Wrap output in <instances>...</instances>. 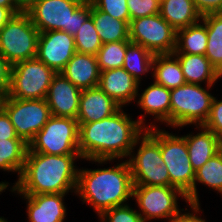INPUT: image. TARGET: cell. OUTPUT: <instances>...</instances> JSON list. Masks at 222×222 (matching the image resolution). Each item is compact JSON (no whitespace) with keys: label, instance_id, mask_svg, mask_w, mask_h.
<instances>
[{"label":"cell","instance_id":"obj_10","mask_svg":"<svg viewBox=\"0 0 222 222\" xmlns=\"http://www.w3.org/2000/svg\"><path fill=\"white\" fill-rule=\"evenodd\" d=\"M0 106L6 111L17 136L29 144L52 116L46 99L3 97Z\"/></svg>","mask_w":222,"mask_h":222},{"label":"cell","instance_id":"obj_34","mask_svg":"<svg viewBox=\"0 0 222 222\" xmlns=\"http://www.w3.org/2000/svg\"><path fill=\"white\" fill-rule=\"evenodd\" d=\"M127 0H91L90 3L102 12H106L113 18L126 21L130 24V15Z\"/></svg>","mask_w":222,"mask_h":222},{"label":"cell","instance_id":"obj_8","mask_svg":"<svg viewBox=\"0 0 222 222\" xmlns=\"http://www.w3.org/2000/svg\"><path fill=\"white\" fill-rule=\"evenodd\" d=\"M79 124L76 119L51 116L28 144L32 152L48 155L80 154Z\"/></svg>","mask_w":222,"mask_h":222},{"label":"cell","instance_id":"obj_21","mask_svg":"<svg viewBox=\"0 0 222 222\" xmlns=\"http://www.w3.org/2000/svg\"><path fill=\"white\" fill-rule=\"evenodd\" d=\"M173 54L178 58L186 83L201 85L205 81L209 90L222 77L205 55Z\"/></svg>","mask_w":222,"mask_h":222},{"label":"cell","instance_id":"obj_11","mask_svg":"<svg viewBox=\"0 0 222 222\" xmlns=\"http://www.w3.org/2000/svg\"><path fill=\"white\" fill-rule=\"evenodd\" d=\"M178 196L187 201L186 195L174 186H147L134 185L132 198L140 209V215L144 222L151 219H173L181 212L178 208Z\"/></svg>","mask_w":222,"mask_h":222},{"label":"cell","instance_id":"obj_13","mask_svg":"<svg viewBox=\"0 0 222 222\" xmlns=\"http://www.w3.org/2000/svg\"><path fill=\"white\" fill-rule=\"evenodd\" d=\"M129 39L154 55L170 54L176 48V30L159 13L131 20Z\"/></svg>","mask_w":222,"mask_h":222},{"label":"cell","instance_id":"obj_45","mask_svg":"<svg viewBox=\"0 0 222 222\" xmlns=\"http://www.w3.org/2000/svg\"><path fill=\"white\" fill-rule=\"evenodd\" d=\"M0 222H8L6 219L0 217Z\"/></svg>","mask_w":222,"mask_h":222},{"label":"cell","instance_id":"obj_30","mask_svg":"<svg viewBox=\"0 0 222 222\" xmlns=\"http://www.w3.org/2000/svg\"><path fill=\"white\" fill-rule=\"evenodd\" d=\"M154 54L141 45L130 42L127 45L123 68L139 83L141 75L152 70Z\"/></svg>","mask_w":222,"mask_h":222},{"label":"cell","instance_id":"obj_4","mask_svg":"<svg viewBox=\"0 0 222 222\" xmlns=\"http://www.w3.org/2000/svg\"><path fill=\"white\" fill-rule=\"evenodd\" d=\"M25 12L40 33L60 30L75 36L91 16V3L83 0H40Z\"/></svg>","mask_w":222,"mask_h":222},{"label":"cell","instance_id":"obj_43","mask_svg":"<svg viewBox=\"0 0 222 222\" xmlns=\"http://www.w3.org/2000/svg\"><path fill=\"white\" fill-rule=\"evenodd\" d=\"M38 1L40 0H18L20 8L24 12Z\"/></svg>","mask_w":222,"mask_h":222},{"label":"cell","instance_id":"obj_15","mask_svg":"<svg viewBox=\"0 0 222 222\" xmlns=\"http://www.w3.org/2000/svg\"><path fill=\"white\" fill-rule=\"evenodd\" d=\"M81 91L62 73H56L52 78L46 96L51 114L53 116L76 119Z\"/></svg>","mask_w":222,"mask_h":222},{"label":"cell","instance_id":"obj_16","mask_svg":"<svg viewBox=\"0 0 222 222\" xmlns=\"http://www.w3.org/2000/svg\"><path fill=\"white\" fill-rule=\"evenodd\" d=\"M139 82L123 67L100 72L98 87L121 107L131 101L136 102Z\"/></svg>","mask_w":222,"mask_h":222},{"label":"cell","instance_id":"obj_37","mask_svg":"<svg viewBox=\"0 0 222 222\" xmlns=\"http://www.w3.org/2000/svg\"><path fill=\"white\" fill-rule=\"evenodd\" d=\"M11 71L12 64L0 54V99L8 93Z\"/></svg>","mask_w":222,"mask_h":222},{"label":"cell","instance_id":"obj_6","mask_svg":"<svg viewBox=\"0 0 222 222\" xmlns=\"http://www.w3.org/2000/svg\"><path fill=\"white\" fill-rule=\"evenodd\" d=\"M213 98L202 85L197 84L186 83L170 90V126L195 124L198 128L203 125L209 116Z\"/></svg>","mask_w":222,"mask_h":222},{"label":"cell","instance_id":"obj_40","mask_svg":"<svg viewBox=\"0 0 222 222\" xmlns=\"http://www.w3.org/2000/svg\"><path fill=\"white\" fill-rule=\"evenodd\" d=\"M191 206L192 213H179L174 219L173 222H206L205 219L196 216L197 212L200 210V204H189Z\"/></svg>","mask_w":222,"mask_h":222},{"label":"cell","instance_id":"obj_18","mask_svg":"<svg viewBox=\"0 0 222 222\" xmlns=\"http://www.w3.org/2000/svg\"><path fill=\"white\" fill-rule=\"evenodd\" d=\"M66 194L22 195V198L27 199L29 222H63L66 217V207L63 199Z\"/></svg>","mask_w":222,"mask_h":222},{"label":"cell","instance_id":"obj_9","mask_svg":"<svg viewBox=\"0 0 222 222\" xmlns=\"http://www.w3.org/2000/svg\"><path fill=\"white\" fill-rule=\"evenodd\" d=\"M56 74L37 57L12 65L7 97L16 99H46Z\"/></svg>","mask_w":222,"mask_h":222},{"label":"cell","instance_id":"obj_35","mask_svg":"<svg viewBox=\"0 0 222 222\" xmlns=\"http://www.w3.org/2000/svg\"><path fill=\"white\" fill-rule=\"evenodd\" d=\"M161 0H127L130 21L159 13Z\"/></svg>","mask_w":222,"mask_h":222},{"label":"cell","instance_id":"obj_17","mask_svg":"<svg viewBox=\"0 0 222 222\" xmlns=\"http://www.w3.org/2000/svg\"><path fill=\"white\" fill-rule=\"evenodd\" d=\"M121 106L111 99L98 86L81 91L78 124L100 121L115 114Z\"/></svg>","mask_w":222,"mask_h":222},{"label":"cell","instance_id":"obj_3","mask_svg":"<svg viewBox=\"0 0 222 222\" xmlns=\"http://www.w3.org/2000/svg\"><path fill=\"white\" fill-rule=\"evenodd\" d=\"M133 186L131 169L125 160L107 169H79L74 193L80 195L83 203H89L99 216L132 198Z\"/></svg>","mask_w":222,"mask_h":222},{"label":"cell","instance_id":"obj_12","mask_svg":"<svg viewBox=\"0 0 222 222\" xmlns=\"http://www.w3.org/2000/svg\"><path fill=\"white\" fill-rule=\"evenodd\" d=\"M160 151L169 172L170 186L187 195L194 186L195 170L190 163L185 138L160 129Z\"/></svg>","mask_w":222,"mask_h":222},{"label":"cell","instance_id":"obj_42","mask_svg":"<svg viewBox=\"0 0 222 222\" xmlns=\"http://www.w3.org/2000/svg\"><path fill=\"white\" fill-rule=\"evenodd\" d=\"M0 6L8 9H21L18 0H0Z\"/></svg>","mask_w":222,"mask_h":222},{"label":"cell","instance_id":"obj_33","mask_svg":"<svg viewBox=\"0 0 222 222\" xmlns=\"http://www.w3.org/2000/svg\"><path fill=\"white\" fill-rule=\"evenodd\" d=\"M99 217L102 222H144L140 213L126 203L103 211Z\"/></svg>","mask_w":222,"mask_h":222},{"label":"cell","instance_id":"obj_28","mask_svg":"<svg viewBox=\"0 0 222 222\" xmlns=\"http://www.w3.org/2000/svg\"><path fill=\"white\" fill-rule=\"evenodd\" d=\"M207 28V49L205 56L222 75V12L209 13L201 20Z\"/></svg>","mask_w":222,"mask_h":222},{"label":"cell","instance_id":"obj_1","mask_svg":"<svg viewBox=\"0 0 222 222\" xmlns=\"http://www.w3.org/2000/svg\"><path fill=\"white\" fill-rule=\"evenodd\" d=\"M132 120L122 107L113 115L100 121L79 124V153L82 159L99 164L122 160L135 149L136 140L148 128L144 118Z\"/></svg>","mask_w":222,"mask_h":222},{"label":"cell","instance_id":"obj_31","mask_svg":"<svg viewBox=\"0 0 222 222\" xmlns=\"http://www.w3.org/2000/svg\"><path fill=\"white\" fill-rule=\"evenodd\" d=\"M131 41H116L102 44L96 57L100 71L123 66L127 45Z\"/></svg>","mask_w":222,"mask_h":222},{"label":"cell","instance_id":"obj_22","mask_svg":"<svg viewBox=\"0 0 222 222\" xmlns=\"http://www.w3.org/2000/svg\"><path fill=\"white\" fill-rule=\"evenodd\" d=\"M137 101L144 113L151 114L157 121L170 125V90L156 83L148 86Z\"/></svg>","mask_w":222,"mask_h":222},{"label":"cell","instance_id":"obj_26","mask_svg":"<svg viewBox=\"0 0 222 222\" xmlns=\"http://www.w3.org/2000/svg\"><path fill=\"white\" fill-rule=\"evenodd\" d=\"M196 181L222 194V149L195 171L193 189L186 195L188 204H199Z\"/></svg>","mask_w":222,"mask_h":222},{"label":"cell","instance_id":"obj_20","mask_svg":"<svg viewBox=\"0 0 222 222\" xmlns=\"http://www.w3.org/2000/svg\"><path fill=\"white\" fill-rule=\"evenodd\" d=\"M201 128V129H200ZM202 132L183 136L192 168L196 171L222 149V140L211 130L199 125Z\"/></svg>","mask_w":222,"mask_h":222},{"label":"cell","instance_id":"obj_24","mask_svg":"<svg viewBox=\"0 0 222 222\" xmlns=\"http://www.w3.org/2000/svg\"><path fill=\"white\" fill-rule=\"evenodd\" d=\"M152 71L154 81L169 90L186 84L181 65L173 53L154 55Z\"/></svg>","mask_w":222,"mask_h":222},{"label":"cell","instance_id":"obj_29","mask_svg":"<svg viewBox=\"0 0 222 222\" xmlns=\"http://www.w3.org/2000/svg\"><path fill=\"white\" fill-rule=\"evenodd\" d=\"M29 145L23 139L0 140V169L18 172V179L24 167Z\"/></svg>","mask_w":222,"mask_h":222},{"label":"cell","instance_id":"obj_44","mask_svg":"<svg viewBox=\"0 0 222 222\" xmlns=\"http://www.w3.org/2000/svg\"><path fill=\"white\" fill-rule=\"evenodd\" d=\"M8 182L6 183V182H0V194H1V192H3V190H6L7 189V187H8Z\"/></svg>","mask_w":222,"mask_h":222},{"label":"cell","instance_id":"obj_32","mask_svg":"<svg viewBox=\"0 0 222 222\" xmlns=\"http://www.w3.org/2000/svg\"><path fill=\"white\" fill-rule=\"evenodd\" d=\"M74 40L77 53L97 55L102 42L91 16L79 28Z\"/></svg>","mask_w":222,"mask_h":222},{"label":"cell","instance_id":"obj_41","mask_svg":"<svg viewBox=\"0 0 222 222\" xmlns=\"http://www.w3.org/2000/svg\"><path fill=\"white\" fill-rule=\"evenodd\" d=\"M23 12L21 9H8L0 6V29L15 15Z\"/></svg>","mask_w":222,"mask_h":222},{"label":"cell","instance_id":"obj_39","mask_svg":"<svg viewBox=\"0 0 222 222\" xmlns=\"http://www.w3.org/2000/svg\"><path fill=\"white\" fill-rule=\"evenodd\" d=\"M193 2L202 16L222 12V0H193Z\"/></svg>","mask_w":222,"mask_h":222},{"label":"cell","instance_id":"obj_36","mask_svg":"<svg viewBox=\"0 0 222 222\" xmlns=\"http://www.w3.org/2000/svg\"><path fill=\"white\" fill-rule=\"evenodd\" d=\"M203 126L213 131L222 140V100L213 98L209 116Z\"/></svg>","mask_w":222,"mask_h":222},{"label":"cell","instance_id":"obj_25","mask_svg":"<svg viewBox=\"0 0 222 222\" xmlns=\"http://www.w3.org/2000/svg\"><path fill=\"white\" fill-rule=\"evenodd\" d=\"M91 17L102 44L116 41H130L129 24L113 18L91 4Z\"/></svg>","mask_w":222,"mask_h":222},{"label":"cell","instance_id":"obj_5","mask_svg":"<svg viewBox=\"0 0 222 222\" xmlns=\"http://www.w3.org/2000/svg\"><path fill=\"white\" fill-rule=\"evenodd\" d=\"M155 126L150 124L136 140L140 143L137 154L132 151L127 159L133 185L170 186L169 172L160 151V129Z\"/></svg>","mask_w":222,"mask_h":222},{"label":"cell","instance_id":"obj_7","mask_svg":"<svg viewBox=\"0 0 222 222\" xmlns=\"http://www.w3.org/2000/svg\"><path fill=\"white\" fill-rule=\"evenodd\" d=\"M39 34L26 12L15 14L0 29V54L12 65L35 58Z\"/></svg>","mask_w":222,"mask_h":222},{"label":"cell","instance_id":"obj_2","mask_svg":"<svg viewBox=\"0 0 222 222\" xmlns=\"http://www.w3.org/2000/svg\"><path fill=\"white\" fill-rule=\"evenodd\" d=\"M78 158L80 154L48 155L28 148L23 170L11 192L38 195L76 190L79 169L74 161Z\"/></svg>","mask_w":222,"mask_h":222},{"label":"cell","instance_id":"obj_14","mask_svg":"<svg viewBox=\"0 0 222 222\" xmlns=\"http://www.w3.org/2000/svg\"><path fill=\"white\" fill-rule=\"evenodd\" d=\"M76 53L74 36L60 30L39 34L37 58L54 72L61 73Z\"/></svg>","mask_w":222,"mask_h":222},{"label":"cell","instance_id":"obj_23","mask_svg":"<svg viewBox=\"0 0 222 222\" xmlns=\"http://www.w3.org/2000/svg\"><path fill=\"white\" fill-rule=\"evenodd\" d=\"M159 14L176 31L196 24L202 18L193 0H161Z\"/></svg>","mask_w":222,"mask_h":222},{"label":"cell","instance_id":"obj_38","mask_svg":"<svg viewBox=\"0 0 222 222\" xmlns=\"http://www.w3.org/2000/svg\"><path fill=\"white\" fill-rule=\"evenodd\" d=\"M21 139L17 136L14 126L6 111L0 106V140Z\"/></svg>","mask_w":222,"mask_h":222},{"label":"cell","instance_id":"obj_27","mask_svg":"<svg viewBox=\"0 0 222 222\" xmlns=\"http://www.w3.org/2000/svg\"><path fill=\"white\" fill-rule=\"evenodd\" d=\"M207 28L203 22L176 31V48L173 53L205 55Z\"/></svg>","mask_w":222,"mask_h":222},{"label":"cell","instance_id":"obj_19","mask_svg":"<svg viewBox=\"0 0 222 222\" xmlns=\"http://www.w3.org/2000/svg\"><path fill=\"white\" fill-rule=\"evenodd\" d=\"M100 72L95 55L76 52L61 73L76 87L84 90L99 85Z\"/></svg>","mask_w":222,"mask_h":222}]
</instances>
